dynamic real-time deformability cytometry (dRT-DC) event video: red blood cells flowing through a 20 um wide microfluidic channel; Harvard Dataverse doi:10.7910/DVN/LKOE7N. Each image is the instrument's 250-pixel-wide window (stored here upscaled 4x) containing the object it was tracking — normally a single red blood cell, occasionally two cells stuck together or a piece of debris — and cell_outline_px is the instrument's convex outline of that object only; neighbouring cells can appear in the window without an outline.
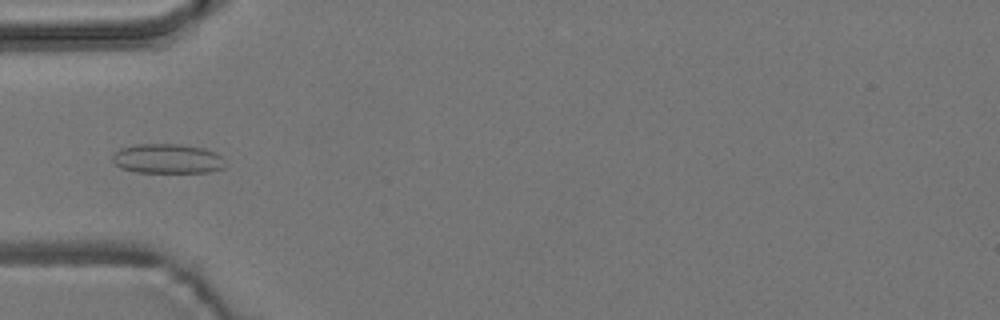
{"species": "common noctule bat (a hibernating species)", "species_latin": "Nyctalus noctula", "temperature_condition": "room temperature", "stored_images_in_passage": 4, "camera_frame_rate_fps": 3000, "um_per_image_px": 0.085, "animal": {"sex": "male", "body_mass_g": 19.2, "forearm_length_mm": 51.8}, "frame": {"image": 1, "passage_image": 2, "time_ms": 1.333, "image_size_px": [1000, 320], "cell_outline_px": [[224, 168], [208, 172], [136, 172], [120, 168], [112, 160], [112, 152], [120, 148], [136, 144], [180, 144], [204, 148], [216, 152], [220, 156], [224, 164]], "centroid_in_image_um": [14.19, 13.48], "position_along_channel_um": 70.8, "area_um2": 19.54}}
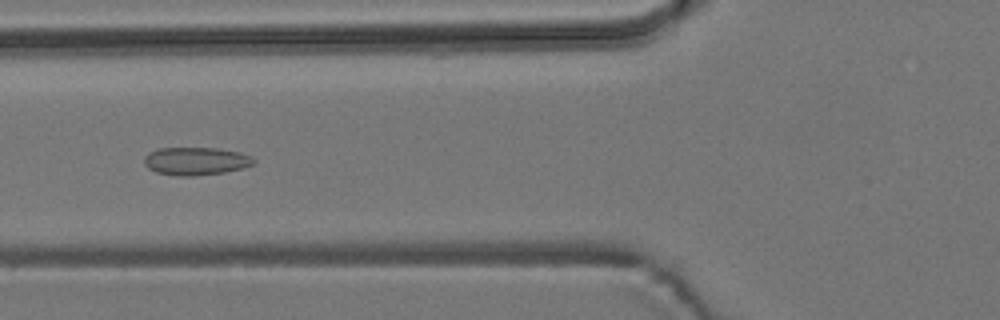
{"frame": {"image": 2, "passage_image": 3, "time_ms": 2.333, "image_size_px": [1000, 320], "cell_outline_px": [[256, 160], [252, 164], [244, 168], [224, 172], [196, 176], [176, 176], [156, 172], [148, 168], [144, 164], [144, 156], [148, 152], [156, 148], [216, 148], [240, 152], [252, 156]], "centroid_in_image_um": [16.63, 13.69], "position_along_channel_um": 109.2, "area_um2": 18.03}}
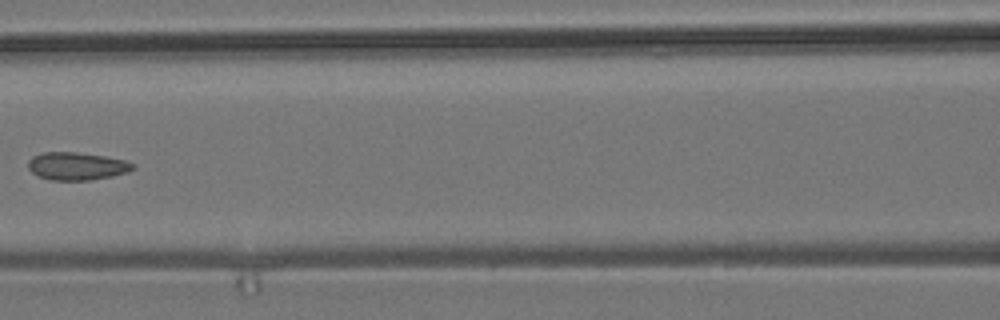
{"frame": {"image": 3, "passage_image": 4, "time_ms": 3.667, "image_size_px": [1000, 320], "cell_outline_px": [[136, 168], [128, 172], [112, 176], [92, 180], [48, 180], [32, 172], [28, 168], [28, 160], [32, 156], [44, 152], [76, 152], [104, 156], [124, 160], [136, 164]], "centroid_in_image_um": [6.54, 14.12], "position_along_channel_um": 160.1, "area_um2": 17.05}}